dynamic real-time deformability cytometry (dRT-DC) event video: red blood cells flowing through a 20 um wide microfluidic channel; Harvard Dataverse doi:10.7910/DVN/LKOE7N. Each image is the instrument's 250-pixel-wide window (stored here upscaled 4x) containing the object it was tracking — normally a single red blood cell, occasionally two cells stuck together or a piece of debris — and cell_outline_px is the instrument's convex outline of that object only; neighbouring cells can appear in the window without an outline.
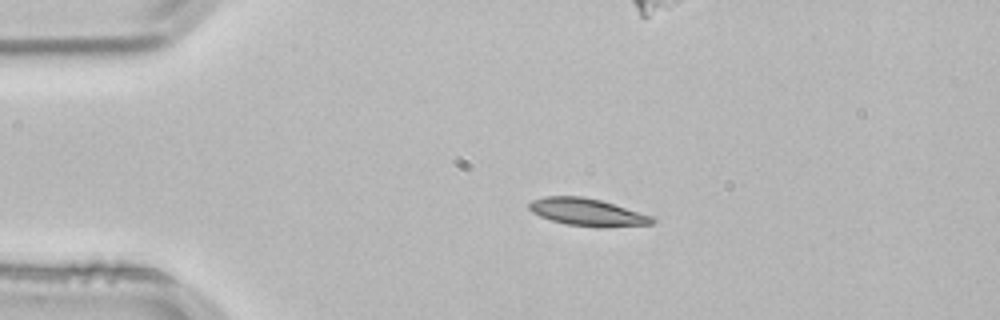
{"species": "common noctule bat (a hibernating species)", "species_latin": "Nyctalus noctula", "temperature_condition": "room temperature", "stored_images_in_passage": 44, "camera_frame_rate_fps": 3000, "um_per_image_px": 0.085, "animal": {"sex": "male", "body_mass_g": 21.5, "forearm_length_mm": 52.0}, "frame": {"image": 1, "passage_image": 1, "time_ms": 0.0, "image_size_px": [1000, 320], "cell_outline_px": [[656, 220], [652, 224], [604, 228], [596, 228], [568, 224], [552, 220], [540, 216], [532, 212], [528, 208], [528, 204], [532, 200], [544, 196], [580, 196], [600, 200], [652, 216]], "centroid_in_image_um": [49.92, 18.04], "position_along_channel_um": 35.1, "area_um2": 19.65}}
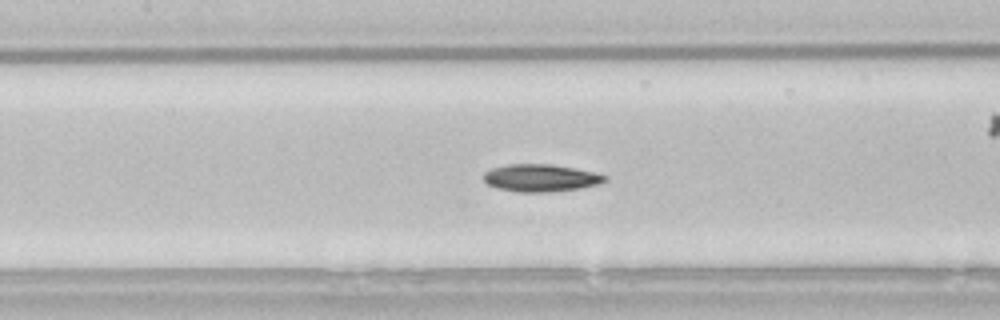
{"frame": {"image": 2, "passage_image": 14, "time_ms": 4.333, "image_size_px": [1000, 320], "cell_outline_px": [[608, 180], [600, 184], [580, 188], [552, 192], [520, 192], [496, 188], [488, 184], [484, 180], [484, 172], [492, 168], [508, 164], [552, 164], [576, 168], [608, 176]], "centroid_in_image_um": [45.98, 15.12], "position_along_channel_um": 161.4, "area_um2": 19.48}}
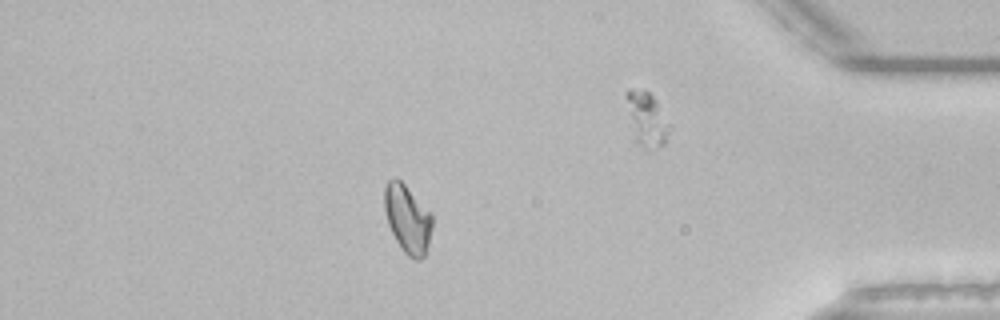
{"frame": {"image": 3, "passage_image": 36, "time_ms": 11.667, "image_size_px": [1000, 320], "cell_outline_px": [[432, 228], [428, 248], [424, 256], [420, 260], [416, 260], [408, 256], [404, 252], [396, 240], [388, 224], [384, 208], [384, 188], [388, 180], [392, 176], [396, 176], [432, 212]], "centroid_in_image_um": [34.65, 18.58], "position_along_channel_um": 400.6, "area_um2": 19.25}, "authors_computed_cell_mechanics": {"area_um2": 19.0162, "velocity_mm_per_s": 3.8238, "shape_relaxation_time_tau1_ms": 10.328, "shape_relaxation_time_tau2_ms": 7.0016, "deformation_change_tau1": 0.1819, "deformation_change_tau2": 0.1198}}